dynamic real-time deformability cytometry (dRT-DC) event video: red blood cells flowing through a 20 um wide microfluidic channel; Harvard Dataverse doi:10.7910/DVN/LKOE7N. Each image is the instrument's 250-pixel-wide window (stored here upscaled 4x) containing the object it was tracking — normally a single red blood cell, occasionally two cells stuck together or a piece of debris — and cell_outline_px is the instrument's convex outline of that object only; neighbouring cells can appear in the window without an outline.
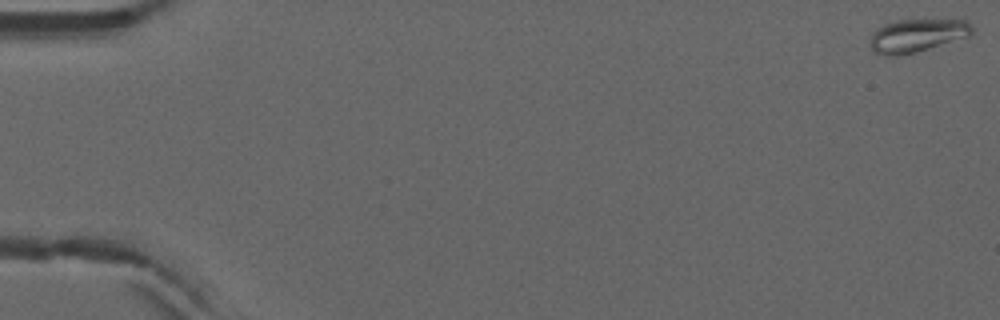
{"species": "common noctule bat (a hibernating species)", "species_latin": "Nyctalus noctula", "temperature_condition": "warm", "stored_images_in_passage": 53, "camera_frame_rate_fps": 3000, "um_per_image_px": 0.085, "animal": {"sex": "male", "forearm_length_mm": 52.5}, "frame": {"image": 1, "passage_image": 1, "time_ms": 0.0, "image_size_px": [1000, 320], "cell_outline_px": [[972, 36], [916, 52], [896, 56], [884, 56], [876, 52], [868, 44], [872, 32], [880, 24], [896, 20], [964, 20], [972, 24]], "centroid_in_image_um": [77.91, 3.02], "position_along_channel_um": 7.1, "area_um2": 20.0}}
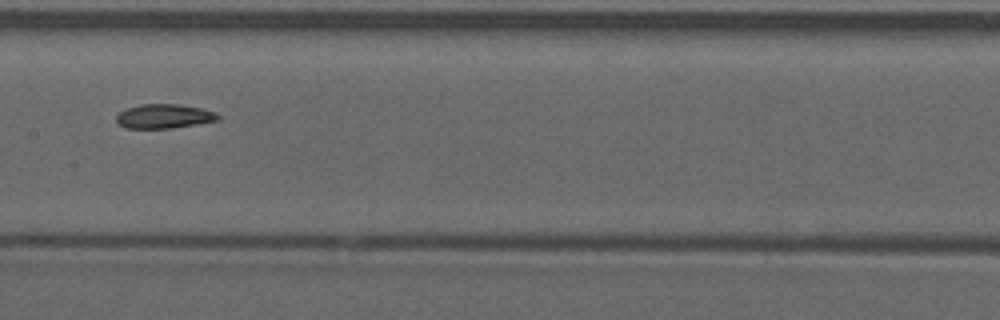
{"frame": {"image": 2, "passage_image": 28, "time_ms": 9.0, "image_size_px": [1000, 320], "cell_outline_px": [[220, 120], [172, 128], [124, 128], [116, 120], [116, 116], [120, 112], [128, 108], [140, 104], [180, 104], [200, 108], [216, 112], [220, 116]], "centroid_in_image_um": [13.97, 9.88], "position_along_channel_um": 193.4, "area_um2": 14.33}}
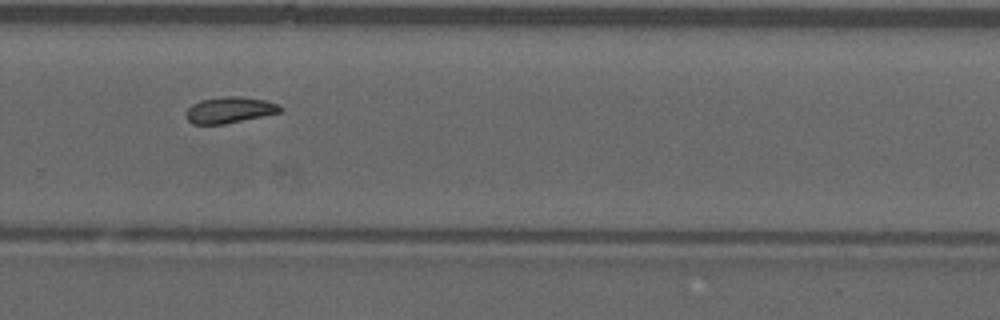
{"frame": {"image": 3, "passage_image": 37, "time_ms": 12.0, "image_size_px": [1000, 320], "cell_outline_px": [[284, 108], [280, 112], [224, 124], [192, 124], [188, 120], [188, 108], [192, 104], [200, 100], [224, 96], [240, 96], [264, 100], [276, 104]], "centroid_in_image_um": [19.51, 9.34], "position_along_channel_um": 310.3, "area_um2": 14.1}, "authors_computed_cell_mechanics": {"area_um2": 14.9702, "velocity_mm_per_s": 3.9156, "shape_relaxation_time_tau1_ms": null, "shape_relaxation_time_tau2_ms": 5.359, "deformation_change_tau1": null, "deformation_change_tau2": 0.0981}}